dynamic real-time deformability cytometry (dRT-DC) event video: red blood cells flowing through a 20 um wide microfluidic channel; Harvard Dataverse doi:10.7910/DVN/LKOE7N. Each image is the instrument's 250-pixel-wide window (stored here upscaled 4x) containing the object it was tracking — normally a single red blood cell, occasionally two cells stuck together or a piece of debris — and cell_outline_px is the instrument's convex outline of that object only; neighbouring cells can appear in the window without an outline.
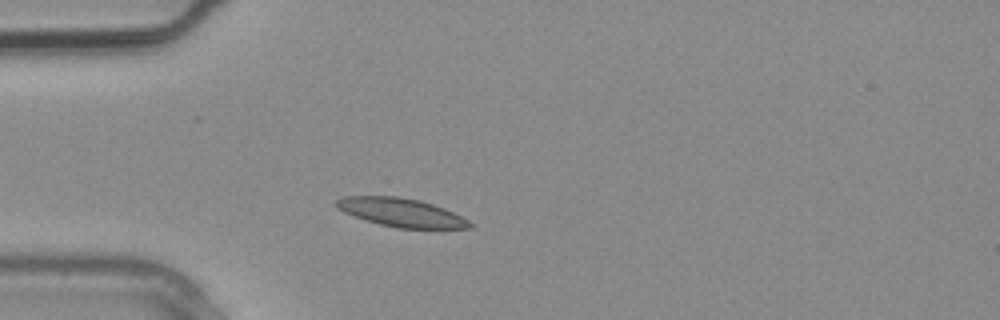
{"species": "common noctule bat (a hibernating species)", "species_latin": "Nyctalus noctula", "temperature_condition": "warm", "stored_images_in_passage": 2, "camera_frame_rate_fps": 3000, "um_per_image_px": 0.085, "animal": {"sex": "male", "body_mass_g": 20.4}, "frame": {"image": 1, "passage_image": 2, "time_ms": 0.333, "image_size_px": [1000, 320], "cell_outline_px": [[476, 224], [472, 228], [400, 228], [380, 224], [344, 212], [336, 208], [336, 200], [344, 196], [400, 196], [420, 200], [444, 208]], "centroid_in_image_um": [34.13, 18.05], "position_along_channel_um": 50.9, "area_um2": 21.96}}